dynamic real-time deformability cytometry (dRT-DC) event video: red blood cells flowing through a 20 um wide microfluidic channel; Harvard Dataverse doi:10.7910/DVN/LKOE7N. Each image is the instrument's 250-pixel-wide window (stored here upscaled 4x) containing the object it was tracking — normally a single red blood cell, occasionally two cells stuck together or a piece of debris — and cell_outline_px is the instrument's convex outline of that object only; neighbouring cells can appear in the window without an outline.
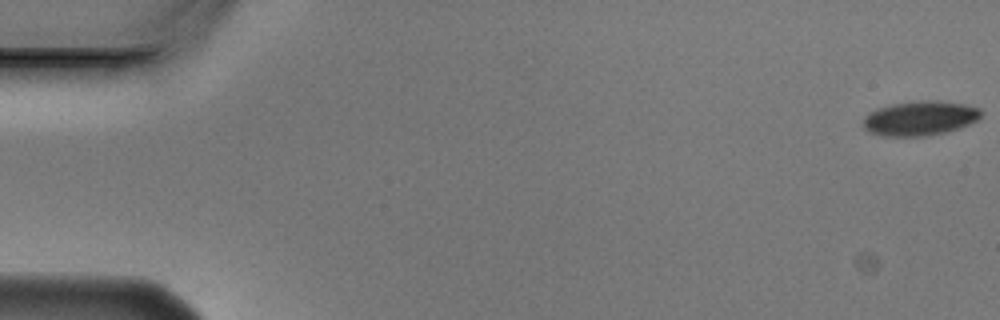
{"species": "Egyptian fruit bat (a non-hibernating species)", "species_latin": "Rousettus aegyptiacus", "temperature_condition": "cold", "stored_images_in_passage": 5, "camera_frame_rate_fps": 3000, "um_per_image_px": 0.085, "animal": {"sex": "male"}, "frame": {"image": 1, "passage_image": 1, "time_ms": 0.0, "image_size_px": [1000, 320], "cell_outline_px": [[980, 116], [976, 120], [960, 128], [928, 136], [880, 136], [868, 132], [864, 128], [864, 120], [876, 108], [892, 104], [924, 100], [940, 100], [964, 104], [980, 108]], "centroid_in_image_um": [78.2, 10.05], "position_along_channel_um": 6.8, "area_um2": 23.58}}
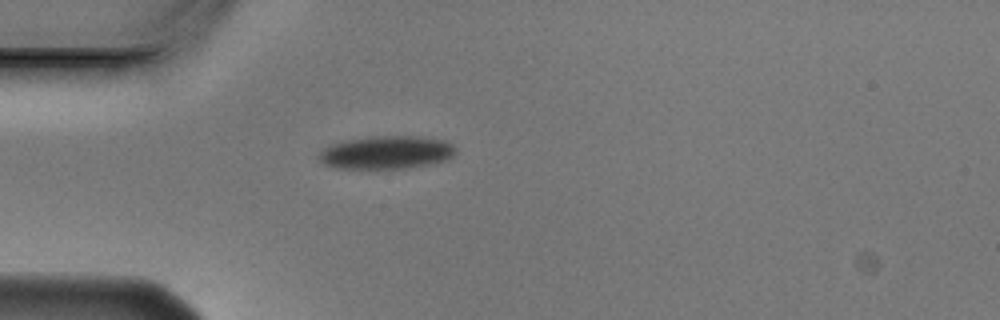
{"frame": {"image": 2, "passage_image": 5, "time_ms": 1.333, "image_size_px": [1000, 320], "cell_outline_px": [[456, 152], [448, 160], [408, 168], [332, 168], [324, 164], [320, 160], [320, 152], [336, 144], [352, 140], [376, 136], [416, 136], [444, 140], [452, 144], [456, 148]], "centroid_in_image_um": [32.93, 12.97], "position_along_channel_um": 52.1, "area_um2": 25.84}}